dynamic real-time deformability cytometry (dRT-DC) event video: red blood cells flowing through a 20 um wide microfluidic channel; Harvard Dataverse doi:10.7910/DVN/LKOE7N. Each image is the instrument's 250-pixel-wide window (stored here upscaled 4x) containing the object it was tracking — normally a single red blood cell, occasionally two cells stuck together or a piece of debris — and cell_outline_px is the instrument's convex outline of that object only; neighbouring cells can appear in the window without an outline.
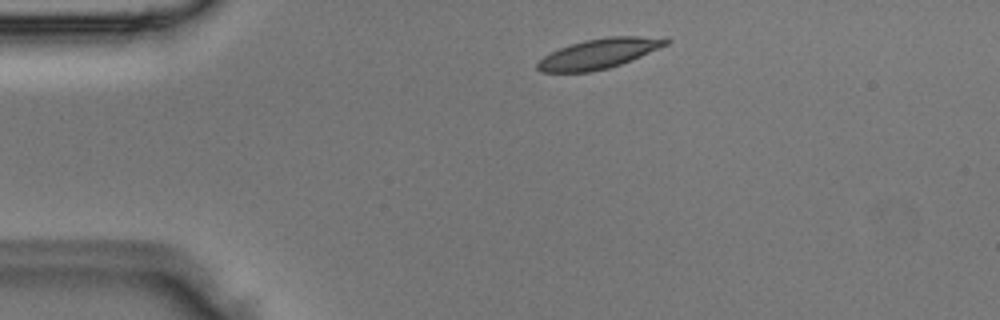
{"species": "Egyptian fruit bat (a non-hibernating species)", "species_latin": "Rousettus aegyptiacus", "temperature_condition": "room temperature", "stored_images_in_passage": 3, "camera_frame_rate_fps": 3000, "um_per_image_px": 0.085, "animal": {"sex": "male"}, "frame": {"image": 1, "passage_image": 1, "time_ms": 0.0, "image_size_px": [1000, 320], "cell_outline_px": [[672, 40], [668, 44], [640, 56], [620, 64], [608, 68], [588, 72], [540, 72], [536, 68], [536, 64], [544, 56], [560, 48], [584, 40], [608, 36], [668, 36]], "centroid_in_image_um": [50.96, 4.54], "position_along_channel_um": 34.0, "area_um2": 22.43}}
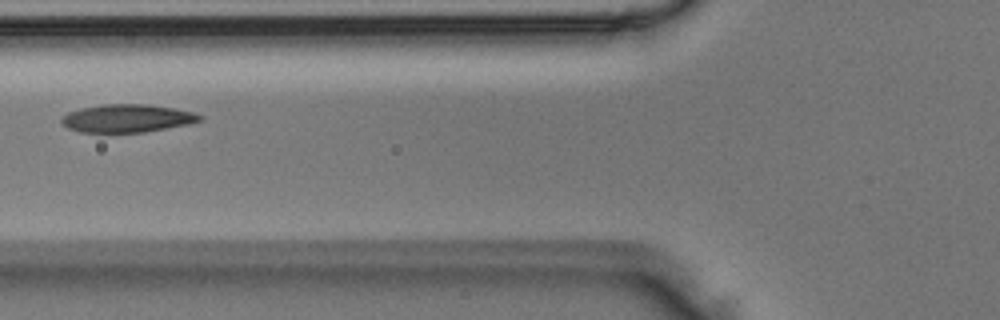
{"frame": {"image": 2, "passage_image": 3, "time_ms": 0.667, "image_size_px": [1000, 320], "cell_outline_px": [[204, 116], [200, 120], [188, 124], [144, 132], [80, 132], [68, 128], [60, 120], [68, 112], [80, 108], [104, 104], [144, 104], [172, 108], [192, 112]], "centroid_in_image_um": [10.78, 10.05], "position_along_channel_um": 115.0, "area_um2": 22.25}}